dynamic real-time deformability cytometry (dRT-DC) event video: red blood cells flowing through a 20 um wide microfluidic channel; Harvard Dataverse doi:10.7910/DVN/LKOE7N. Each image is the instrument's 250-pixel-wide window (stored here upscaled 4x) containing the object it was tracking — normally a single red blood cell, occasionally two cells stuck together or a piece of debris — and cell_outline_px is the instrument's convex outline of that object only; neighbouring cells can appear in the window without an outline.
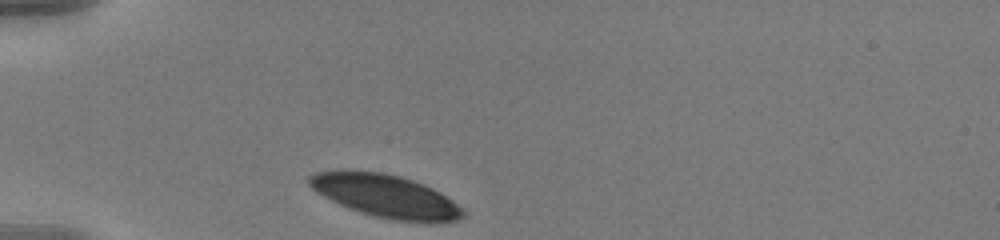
{"species": "human", "species_latin": "Homo sapiens", "temperature_condition": "warm", "stored_images_in_passage": 33, "camera_frame_rate_fps": 3000, "um_per_image_px": 0.085, "donor": {"sex": "male"}, "frame": {"image": 1, "passage_image": 1, "time_ms": 0.0, "image_size_px": [1000, 240], "cell_outline_px": [[464, 216], [460, 220], [424, 224], [392, 220], [360, 212], [348, 208], [316, 192], [308, 184], [308, 176], [316, 172], [380, 172], [400, 176], [424, 184], [440, 192], [464, 208]], "centroid_in_image_um": [32.87, 16.71], "position_along_channel_um": 52.1, "area_um2": 38.26}}
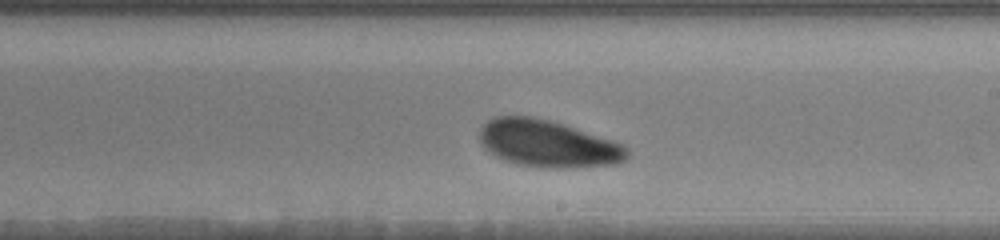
{"frame": {"image": 2, "passage_image": 19, "time_ms": 6.0, "image_size_px": [1000, 240], "cell_outline_px": [[628, 156], [624, 160], [616, 164], [568, 168], [540, 168], [516, 164], [504, 160], [488, 152], [480, 144], [480, 128], [492, 116], [532, 116], [552, 120], [612, 140], [628, 148]], "centroid_in_image_um": [46.53, 12.21], "position_along_channel_um": 242.5, "area_um2": 40.75}}
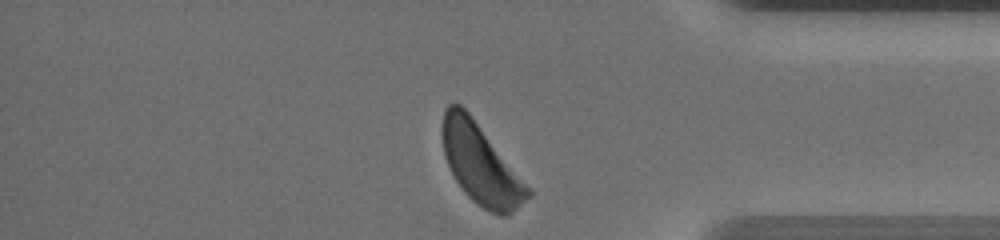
{"frame": {"image": 3, "passage_image": 33, "time_ms": 10.667, "image_size_px": [1000, 240], "cell_outline_px": [[532, 192], [508, 216], [500, 216], [476, 204], [464, 192], [456, 180], [444, 156], [440, 136], [440, 128], [444, 108], [448, 104], [460, 104], [468, 112], [532, 188]], "centroid_in_image_um": [40.83, 13.93], "position_along_channel_um": 394.4, "area_um2": 39.88}, "authors_computed_cell_mechanics": {"area_um2": 39.9976, "velocity_mm_per_s": 3.5386, "shape_relaxation_time_tau1_ms": 1.248, "shape_relaxation_time_tau2_ms": null, "deformation_change_tau1": 0.0837, "deformation_change_tau2": null}}